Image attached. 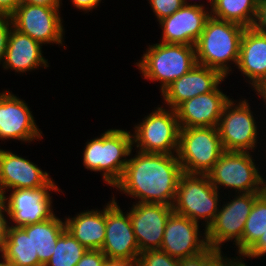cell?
Here are the masks:
<instances>
[{
	"instance_id": "1",
	"label": "cell",
	"mask_w": 266,
	"mask_h": 266,
	"mask_svg": "<svg viewBox=\"0 0 266 266\" xmlns=\"http://www.w3.org/2000/svg\"><path fill=\"white\" fill-rule=\"evenodd\" d=\"M182 173L176 154L138 151L129 159L121 179L113 187L139 199L138 203L173 206Z\"/></svg>"
},
{
	"instance_id": "2",
	"label": "cell",
	"mask_w": 266,
	"mask_h": 266,
	"mask_svg": "<svg viewBox=\"0 0 266 266\" xmlns=\"http://www.w3.org/2000/svg\"><path fill=\"white\" fill-rule=\"evenodd\" d=\"M245 29L240 24L210 16L195 44L197 64L218 70L227 77L229 71H232L229 62L237 66Z\"/></svg>"
},
{
	"instance_id": "3",
	"label": "cell",
	"mask_w": 266,
	"mask_h": 266,
	"mask_svg": "<svg viewBox=\"0 0 266 266\" xmlns=\"http://www.w3.org/2000/svg\"><path fill=\"white\" fill-rule=\"evenodd\" d=\"M133 145L132 134L129 131L109 129L99 138L86 143L83 165L91 171H103V180L114 186L123 175L129 161L126 158L132 153Z\"/></svg>"
},
{
	"instance_id": "4",
	"label": "cell",
	"mask_w": 266,
	"mask_h": 266,
	"mask_svg": "<svg viewBox=\"0 0 266 266\" xmlns=\"http://www.w3.org/2000/svg\"><path fill=\"white\" fill-rule=\"evenodd\" d=\"M196 64L195 46L175 43L149 45L136 63L145 79L160 81L161 93Z\"/></svg>"
},
{
	"instance_id": "5",
	"label": "cell",
	"mask_w": 266,
	"mask_h": 266,
	"mask_svg": "<svg viewBox=\"0 0 266 266\" xmlns=\"http://www.w3.org/2000/svg\"><path fill=\"white\" fill-rule=\"evenodd\" d=\"M218 194L206 174L183 172L177 186L173 212L196 223L204 220L207 230L219 211Z\"/></svg>"
},
{
	"instance_id": "6",
	"label": "cell",
	"mask_w": 266,
	"mask_h": 266,
	"mask_svg": "<svg viewBox=\"0 0 266 266\" xmlns=\"http://www.w3.org/2000/svg\"><path fill=\"white\" fill-rule=\"evenodd\" d=\"M224 152L217 127L180 128L176 155L183 172L207 174Z\"/></svg>"
},
{
	"instance_id": "7",
	"label": "cell",
	"mask_w": 266,
	"mask_h": 266,
	"mask_svg": "<svg viewBox=\"0 0 266 266\" xmlns=\"http://www.w3.org/2000/svg\"><path fill=\"white\" fill-rule=\"evenodd\" d=\"M249 152L225 151L206 174L211 184L235 189L239 193H263L266 180Z\"/></svg>"
},
{
	"instance_id": "8",
	"label": "cell",
	"mask_w": 266,
	"mask_h": 266,
	"mask_svg": "<svg viewBox=\"0 0 266 266\" xmlns=\"http://www.w3.org/2000/svg\"><path fill=\"white\" fill-rule=\"evenodd\" d=\"M143 119L132 135L137 151L177 154L180 127L175 109L160 106Z\"/></svg>"
},
{
	"instance_id": "9",
	"label": "cell",
	"mask_w": 266,
	"mask_h": 266,
	"mask_svg": "<svg viewBox=\"0 0 266 266\" xmlns=\"http://www.w3.org/2000/svg\"><path fill=\"white\" fill-rule=\"evenodd\" d=\"M261 193H240L228 201L216 214L212 224L206 230V238L211 248L221 250L222 243L234 239L241 257V238L247 217L251 213L255 199Z\"/></svg>"
},
{
	"instance_id": "10",
	"label": "cell",
	"mask_w": 266,
	"mask_h": 266,
	"mask_svg": "<svg viewBox=\"0 0 266 266\" xmlns=\"http://www.w3.org/2000/svg\"><path fill=\"white\" fill-rule=\"evenodd\" d=\"M232 99L225 105L218 124L224 151L253 152L257 143V125L246 99L238 104Z\"/></svg>"
},
{
	"instance_id": "11",
	"label": "cell",
	"mask_w": 266,
	"mask_h": 266,
	"mask_svg": "<svg viewBox=\"0 0 266 266\" xmlns=\"http://www.w3.org/2000/svg\"><path fill=\"white\" fill-rule=\"evenodd\" d=\"M101 251L108 260L136 265L140 255L129 212L120 209L115 198L106 205V231Z\"/></svg>"
},
{
	"instance_id": "12",
	"label": "cell",
	"mask_w": 266,
	"mask_h": 266,
	"mask_svg": "<svg viewBox=\"0 0 266 266\" xmlns=\"http://www.w3.org/2000/svg\"><path fill=\"white\" fill-rule=\"evenodd\" d=\"M60 7L19 4L10 15L13 28L43 44H63V25Z\"/></svg>"
},
{
	"instance_id": "13",
	"label": "cell",
	"mask_w": 266,
	"mask_h": 266,
	"mask_svg": "<svg viewBox=\"0 0 266 266\" xmlns=\"http://www.w3.org/2000/svg\"><path fill=\"white\" fill-rule=\"evenodd\" d=\"M50 190L60 192L53 180L37 189H13L10 196H2L7 217L16 224L13 227H23L50 219L54 215Z\"/></svg>"
},
{
	"instance_id": "14",
	"label": "cell",
	"mask_w": 266,
	"mask_h": 266,
	"mask_svg": "<svg viewBox=\"0 0 266 266\" xmlns=\"http://www.w3.org/2000/svg\"><path fill=\"white\" fill-rule=\"evenodd\" d=\"M172 206L159 203L133 204L129 216L140 253L160 249Z\"/></svg>"
},
{
	"instance_id": "15",
	"label": "cell",
	"mask_w": 266,
	"mask_h": 266,
	"mask_svg": "<svg viewBox=\"0 0 266 266\" xmlns=\"http://www.w3.org/2000/svg\"><path fill=\"white\" fill-rule=\"evenodd\" d=\"M198 229L199 223L173 212L166 223L160 250L178 260L205 251L209 247L206 230L203 238Z\"/></svg>"
},
{
	"instance_id": "16",
	"label": "cell",
	"mask_w": 266,
	"mask_h": 266,
	"mask_svg": "<svg viewBox=\"0 0 266 266\" xmlns=\"http://www.w3.org/2000/svg\"><path fill=\"white\" fill-rule=\"evenodd\" d=\"M27 104L9 91L0 93V140L15 139L30 142L42 139Z\"/></svg>"
},
{
	"instance_id": "17",
	"label": "cell",
	"mask_w": 266,
	"mask_h": 266,
	"mask_svg": "<svg viewBox=\"0 0 266 266\" xmlns=\"http://www.w3.org/2000/svg\"><path fill=\"white\" fill-rule=\"evenodd\" d=\"M209 13L202 4L183 5L159 21L163 30L161 43L195 46L211 16Z\"/></svg>"
},
{
	"instance_id": "18",
	"label": "cell",
	"mask_w": 266,
	"mask_h": 266,
	"mask_svg": "<svg viewBox=\"0 0 266 266\" xmlns=\"http://www.w3.org/2000/svg\"><path fill=\"white\" fill-rule=\"evenodd\" d=\"M230 100L217 86L212 92L183 101L175 108L179 127H218L223 109Z\"/></svg>"
},
{
	"instance_id": "19",
	"label": "cell",
	"mask_w": 266,
	"mask_h": 266,
	"mask_svg": "<svg viewBox=\"0 0 266 266\" xmlns=\"http://www.w3.org/2000/svg\"><path fill=\"white\" fill-rule=\"evenodd\" d=\"M51 180L46 171H42L33 162L0 149V198L9 189H37Z\"/></svg>"
},
{
	"instance_id": "20",
	"label": "cell",
	"mask_w": 266,
	"mask_h": 266,
	"mask_svg": "<svg viewBox=\"0 0 266 266\" xmlns=\"http://www.w3.org/2000/svg\"><path fill=\"white\" fill-rule=\"evenodd\" d=\"M224 78L218 70L196 64L188 73L167 86L161 95L165 103L175 109L185 100L212 92Z\"/></svg>"
},
{
	"instance_id": "21",
	"label": "cell",
	"mask_w": 266,
	"mask_h": 266,
	"mask_svg": "<svg viewBox=\"0 0 266 266\" xmlns=\"http://www.w3.org/2000/svg\"><path fill=\"white\" fill-rule=\"evenodd\" d=\"M41 46H43L41 43L12 27L8 37L3 67L6 70L10 68V70L20 73L35 70L41 66L48 67L47 60L42 56Z\"/></svg>"
},
{
	"instance_id": "22",
	"label": "cell",
	"mask_w": 266,
	"mask_h": 266,
	"mask_svg": "<svg viewBox=\"0 0 266 266\" xmlns=\"http://www.w3.org/2000/svg\"><path fill=\"white\" fill-rule=\"evenodd\" d=\"M237 67L249 78L248 82L253 87L266 77V34L256 31L253 27L245 29Z\"/></svg>"
},
{
	"instance_id": "23",
	"label": "cell",
	"mask_w": 266,
	"mask_h": 266,
	"mask_svg": "<svg viewBox=\"0 0 266 266\" xmlns=\"http://www.w3.org/2000/svg\"><path fill=\"white\" fill-rule=\"evenodd\" d=\"M64 222L66 231L86 249L101 250L106 231V207L103 211H83Z\"/></svg>"
},
{
	"instance_id": "24",
	"label": "cell",
	"mask_w": 266,
	"mask_h": 266,
	"mask_svg": "<svg viewBox=\"0 0 266 266\" xmlns=\"http://www.w3.org/2000/svg\"><path fill=\"white\" fill-rule=\"evenodd\" d=\"M31 235L39 266H44L54 253L59 236L66 230L65 222L54 214L50 219L22 227Z\"/></svg>"
},
{
	"instance_id": "25",
	"label": "cell",
	"mask_w": 266,
	"mask_h": 266,
	"mask_svg": "<svg viewBox=\"0 0 266 266\" xmlns=\"http://www.w3.org/2000/svg\"><path fill=\"white\" fill-rule=\"evenodd\" d=\"M1 256L14 266H39V258L34 251L31 235H27L22 227L8 226Z\"/></svg>"
},
{
	"instance_id": "26",
	"label": "cell",
	"mask_w": 266,
	"mask_h": 266,
	"mask_svg": "<svg viewBox=\"0 0 266 266\" xmlns=\"http://www.w3.org/2000/svg\"><path fill=\"white\" fill-rule=\"evenodd\" d=\"M259 0H213L211 17L252 27Z\"/></svg>"
},
{
	"instance_id": "27",
	"label": "cell",
	"mask_w": 266,
	"mask_h": 266,
	"mask_svg": "<svg viewBox=\"0 0 266 266\" xmlns=\"http://www.w3.org/2000/svg\"><path fill=\"white\" fill-rule=\"evenodd\" d=\"M266 231V190L254 202L251 213L247 217L241 238V256Z\"/></svg>"
},
{
	"instance_id": "28",
	"label": "cell",
	"mask_w": 266,
	"mask_h": 266,
	"mask_svg": "<svg viewBox=\"0 0 266 266\" xmlns=\"http://www.w3.org/2000/svg\"><path fill=\"white\" fill-rule=\"evenodd\" d=\"M87 250L65 230L57 240L53 255L44 266H76Z\"/></svg>"
},
{
	"instance_id": "29",
	"label": "cell",
	"mask_w": 266,
	"mask_h": 266,
	"mask_svg": "<svg viewBox=\"0 0 266 266\" xmlns=\"http://www.w3.org/2000/svg\"><path fill=\"white\" fill-rule=\"evenodd\" d=\"M135 266H180L179 260L160 249L140 253Z\"/></svg>"
},
{
	"instance_id": "30",
	"label": "cell",
	"mask_w": 266,
	"mask_h": 266,
	"mask_svg": "<svg viewBox=\"0 0 266 266\" xmlns=\"http://www.w3.org/2000/svg\"><path fill=\"white\" fill-rule=\"evenodd\" d=\"M149 4L158 19L157 21L169 17L184 5L182 0H149Z\"/></svg>"
},
{
	"instance_id": "31",
	"label": "cell",
	"mask_w": 266,
	"mask_h": 266,
	"mask_svg": "<svg viewBox=\"0 0 266 266\" xmlns=\"http://www.w3.org/2000/svg\"><path fill=\"white\" fill-rule=\"evenodd\" d=\"M220 250L211 248L210 246L203 252L180 259V266H207V263L219 252Z\"/></svg>"
},
{
	"instance_id": "32",
	"label": "cell",
	"mask_w": 266,
	"mask_h": 266,
	"mask_svg": "<svg viewBox=\"0 0 266 266\" xmlns=\"http://www.w3.org/2000/svg\"><path fill=\"white\" fill-rule=\"evenodd\" d=\"M12 27L11 17L9 15H0V62L4 60L8 37Z\"/></svg>"
},
{
	"instance_id": "33",
	"label": "cell",
	"mask_w": 266,
	"mask_h": 266,
	"mask_svg": "<svg viewBox=\"0 0 266 266\" xmlns=\"http://www.w3.org/2000/svg\"><path fill=\"white\" fill-rule=\"evenodd\" d=\"M107 260L101 250L88 249L76 266H103Z\"/></svg>"
},
{
	"instance_id": "34",
	"label": "cell",
	"mask_w": 266,
	"mask_h": 266,
	"mask_svg": "<svg viewBox=\"0 0 266 266\" xmlns=\"http://www.w3.org/2000/svg\"><path fill=\"white\" fill-rule=\"evenodd\" d=\"M266 255V231L261 237L242 255L247 258H259Z\"/></svg>"
},
{
	"instance_id": "35",
	"label": "cell",
	"mask_w": 266,
	"mask_h": 266,
	"mask_svg": "<svg viewBox=\"0 0 266 266\" xmlns=\"http://www.w3.org/2000/svg\"><path fill=\"white\" fill-rule=\"evenodd\" d=\"M252 27L256 31L266 34V0H259L256 18Z\"/></svg>"
},
{
	"instance_id": "36",
	"label": "cell",
	"mask_w": 266,
	"mask_h": 266,
	"mask_svg": "<svg viewBox=\"0 0 266 266\" xmlns=\"http://www.w3.org/2000/svg\"><path fill=\"white\" fill-rule=\"evenodd\" d=\"M222 256L221 250L207 263V266H247L238 257L236 259L225 258ZM237 260V261H236Z\"/></svg>"
},
{
	"instance_id": "37",
	"label": "cell",
	"mask_w": 266,
	"mask_h": 266,
	"mask_svg": "<svg viewBox=\"0 0 266 266\" xmlns=\"http://www.w3.org/2000/svg\"><path fill=\"white\" fill-rule=\"evenodd\" d=\"M7 213L5 202L0 198V253H2L5 241L7 237L8 222L4 217V213Z\"/></svg>"
},
{
	"instance_id": "38",
	"label": "cell",
	"mask_w": 266,
	"mask_h": 266,
	"mask_svg": "<svg viewBox=\"0 0 266 266\" xmlns=\"http://www.w3.org/2000/svg\"><path fill=\"white\" fill-rule=\"evenodd\" d=\"M20 4V0H0V15H11Z\"/></svg>"
},
{
	"instance_id": "39",
	"label": "cell",
	"mask_w": 266,
	"mask_h": 266,
	"mask_svg": "<svg viewBox=\"0 0 266 266\" xmlns=\"http://www.w3.org/2000/svg\"><path fill=\"white\" fill-rule=\"evenodd\" d=\"M72 4L80 10L90 11L93 8H96L101 0H71Z\"/></svg>"
},
{
	"instance_id": "40",
	"label": "cell",
	"mask_w": 266,
	"mask_h": 266,
	"mask_svg": "<svg viewBox=\"0 0 266 266\" xmlns=\"http://www.w3.org/2000/svg\"><path fill=\"white\" fill-rule=\"evenodd\" d=\"M62 0H20V4H32L47 7H60Z\"/></svg>"
},
{
	"instance_id": "41",
	"label": "cell",
	"mask_w": 266,
	"mask_h": 266,
	"mask_svg": "<svg viewBox=\"0 0 266 266\" xmlns=\"http://www.w3.org/2000/svg\"><path fill=\"white\" fill-rule=\"evenodd\" d=\"M255 92L259 94L260 97L263 98L265 104H266V77L263 78L257 85L254 87ZM266 107V106H265Z\"/></svg>"
},
{
	"instance_id": "42",
	"label": "cell",
	"mask_w": 266,
	"mask_h": 266,
	"mask_svg": "<svg viewBox=\"0 0 266 266\" xmlns=\"http://www.w3.org/2000/svg\"><path fill=\"white\" fill-rule=\"evenodd\" d=\"M103 266H135V265H131L125 261L107 260Z\"/></svg>"
},
{
	"instance_id": "43",
	"label": "cell",
	"mask_w": 266,
	"mask_h": 266,
	"mask_svg": "<svg viewBox=\"0 0 266 266\" xmlns=\"http://www.w3.org/2000/svg\"><path fill=\"white\" fill-rule=\"evenodd\" d=\"M3 261L0 262V266H14L11 262L5 260L4 258H2Z\"/></svg>"
},
{
	"instance_id": "44",
	"label": "cell",
	"mask_w": 266,
	"mask_h": 266,
	"mask_svg": "<svg viewBox=\"0 0 266 266\" xmlns=\"http://www.w3.org/2000/svg\"><path fill=\"white\" fill-rule=\"evenodd\" d=\"M182 1H183L184 5H191V4L187 3L188 1H186V0H182ZM208 2L211 4V10H212L213 0H209Z\"/></svg>"
}]
</instances>
